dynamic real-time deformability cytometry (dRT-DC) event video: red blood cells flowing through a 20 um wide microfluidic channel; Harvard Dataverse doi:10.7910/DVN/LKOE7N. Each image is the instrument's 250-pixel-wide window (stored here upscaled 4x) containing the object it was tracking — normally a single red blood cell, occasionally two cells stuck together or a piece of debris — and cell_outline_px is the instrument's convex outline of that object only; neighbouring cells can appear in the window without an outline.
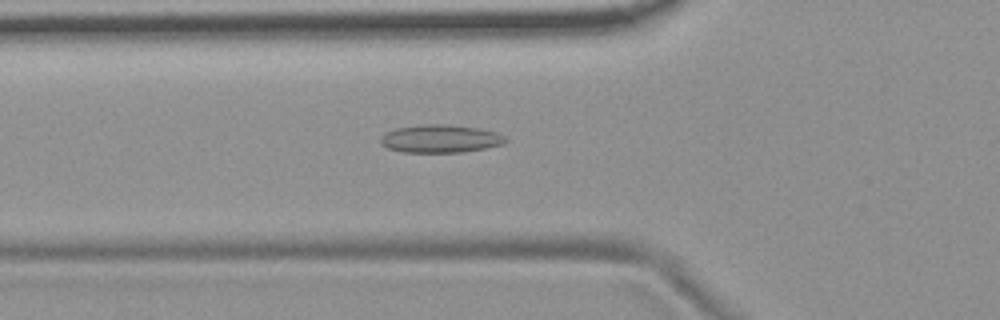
{"species": "common noctule bat (a hibernating species)", "species_latin": "Nyctalus noctula", "temperature_condition": "room temperature", "stored_images_in_passage": 38, "camera_frame_rate_fps": 3000, "um_per_image_px": 0.085, "animal": {"sex": "female", "body_mass_g": 19.9}, "frame": {"image": 1, "passage_image": 5, "time_ms": 1.333, "image_size_px": [1000, 320], "cell_outline_px": [[508, 140], [504, 144], [464, 152], [400, 152], [388, 148], [380, 144], [380, 136], [384, 132], [396, 128], [424, 124], [448, 124], [480, 128], [496, 132], [504, 136]], "centroid_in_image_um": [37.41, 11.78], "position_along_channel_um": 88.4, "area_um2": 20.58}}
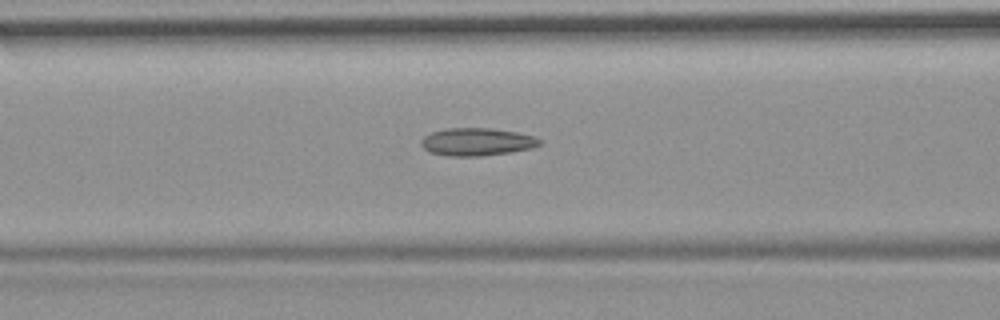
{"frame": {"image": 2, "passage_image": 8, "time_ms": 2.333, "image_size_px": [1000, 320], "cell_outline_px": [[540, 144], [532, 148], [512, 152], [480, 156], [448, 156], [428, 152], [420, 144], [420, 140], [424, 136], [432, 132], [448, 128], [492, 128], [516, 132], [532, 136], [540, 140]], "centroid_in_image_um": [40.49, 12.06], "position_along_channel_um": 126.1, "area_um2": 19.13}}
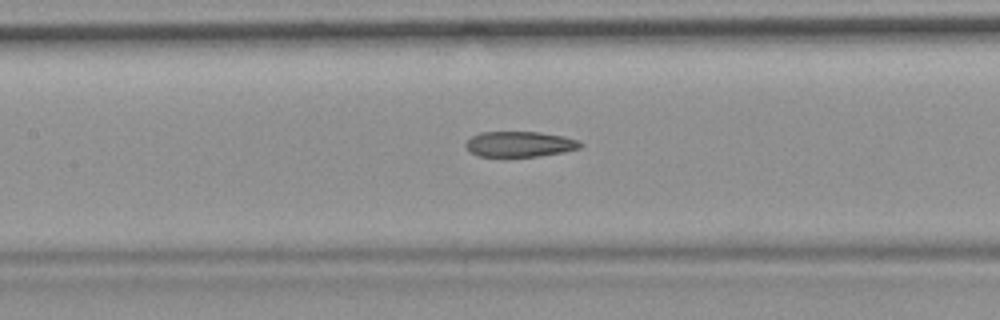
{"frame": {"image": 3, "passage_image": 11, "time_ms": 3.333, "image_size_px": [1000, 320], "cell_outline_px": [[584, 144], [580, 148], [564, 152], [540, 156], [476, 156], [464, 144], [472, 136], [480, 132], [540, 132], [564, 136], [580, 140]], "centroid_in_image_um": [44.23, 12.24], "position_along_channel_um": 163.2, "area_um2": 17.05}}